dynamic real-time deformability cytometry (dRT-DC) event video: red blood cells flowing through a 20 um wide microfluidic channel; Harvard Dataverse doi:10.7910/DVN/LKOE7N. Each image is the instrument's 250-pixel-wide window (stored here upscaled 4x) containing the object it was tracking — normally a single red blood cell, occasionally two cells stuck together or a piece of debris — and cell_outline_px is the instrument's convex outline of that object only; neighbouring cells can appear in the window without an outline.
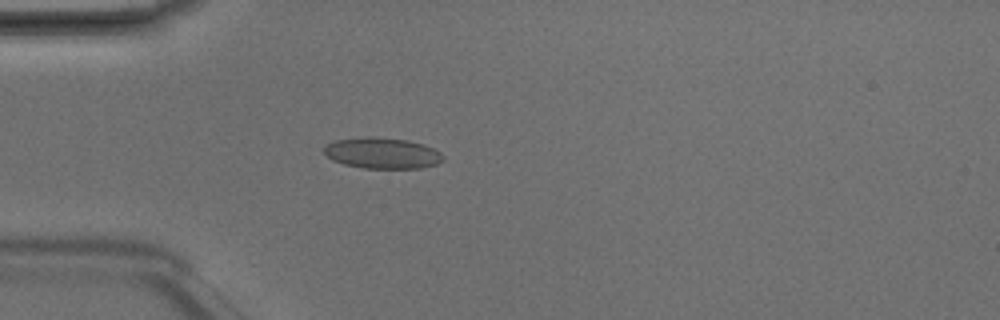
{"species": "Egyptian fruit bat (a non-hibernating species)", "species_latin": "Rousettus aegyptiacus", "temperature_condition": "room temperature", "stored_images_in_passage": 4, "camera_frame_rate_fps": 3000, "um_per_image_px": 0.085, "animal": {"sex": "male"}, "frame": {"image": 1, "passage_image": 4, "time_ms": 1.0, "image_size_px": [1000, 320], "cell_outline_px": [[444, 160], [436, 164], [420, 168], [364, 168], [344, 164], [332, 160], [324, 152], [324, 144], [336, 140], [368, 136], [408, 140], [424, 144], [440, 152], [444, 156]], "centroid_in_image_um": [32.49, 13.01], "position_along_channel_um": 52.5, "area_um2": 21.5}}